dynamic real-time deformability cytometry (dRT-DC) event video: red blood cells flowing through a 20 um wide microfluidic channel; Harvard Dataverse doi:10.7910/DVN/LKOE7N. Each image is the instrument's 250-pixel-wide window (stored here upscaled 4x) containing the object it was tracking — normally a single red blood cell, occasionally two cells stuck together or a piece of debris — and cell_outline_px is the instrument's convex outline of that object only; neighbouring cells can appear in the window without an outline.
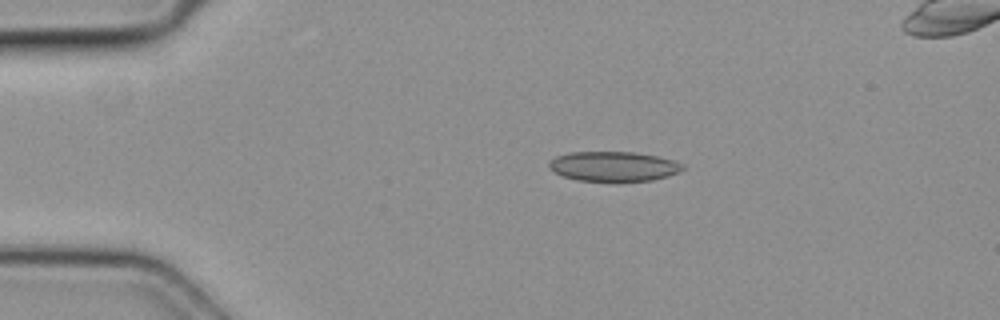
{"species": "common noctule bat (a hibernating species)", "species_latin": "Nyctalus noctula", "temperature_condition": "cold", "stored_images_in_passage": 3, "camera_frame_rate_fps": 3000, "um_per_image_px": 0.085, "animal": {"sex": "female", "body_mass_g": 19.3, "forearm_length_mm": 54.1}, "frame": {"image": 1, "passage_image": 2, "time_ms": 0.333, "image_size_px": [1000, 320], "cell_outline_px": [[684, 168], [680, 172], [668, 176], [652, 180], [616, 184], [576, 180], [564, 176], [548, 168], [548, 160], [556, 156], [568, 152], [636, 152], [676, 160], [684, 164]], "centroid_in_image_um": [52.16, 14.18], "position_along_channel_um": 32.8, "area_um2": 24.22}}